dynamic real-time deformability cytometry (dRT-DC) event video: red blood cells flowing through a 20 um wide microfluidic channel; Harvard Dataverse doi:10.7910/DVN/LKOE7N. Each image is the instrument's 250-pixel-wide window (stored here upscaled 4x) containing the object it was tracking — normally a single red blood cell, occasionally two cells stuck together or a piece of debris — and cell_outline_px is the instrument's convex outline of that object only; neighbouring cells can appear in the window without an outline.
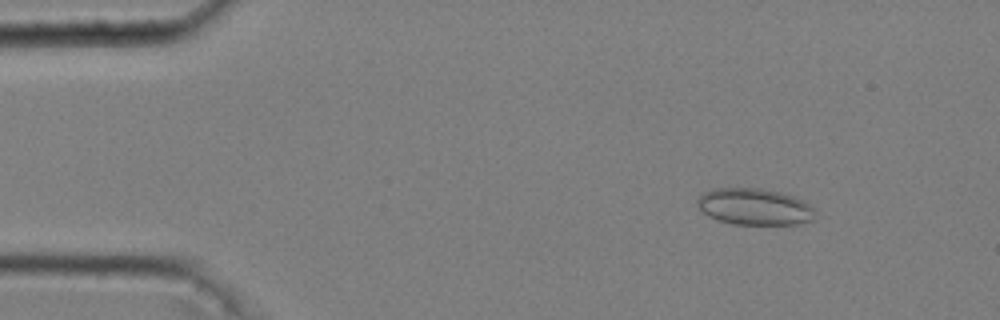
{"species": "common noctule bat (a hibernating species)", "species_latin": "Nyctalus noctula", "temperature_condition": "cold", "stored_images_in_passage": 53, "camera_frame_rate_fps": 3000, "um_per_image_px": 0.085, "animal": {"sex": "male", "body_mass_g": 20.4}, "frame": {"image": 1, "passage_image": 7, "time_ms": 2.0, "image_size_px": [1000, 320], "cell_outline_px": [[816, 208], [812, 220], [800, 224], [732, 224], [708, 216], [696, 204], [696, 200], [704, 192], [716, 188], [760, 188], [780, 192], [804, 200]], "centroid_in_image_um": [64.16, 17.57], "position_along_channel_um": 20.8, "area_um2": 25.14}}
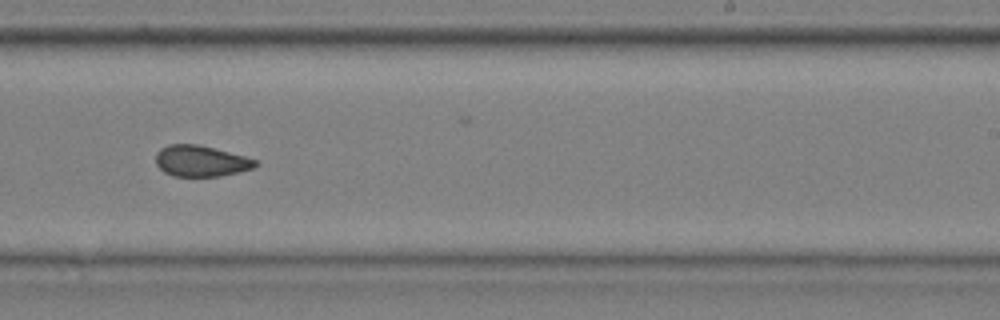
{"frame": {"image": 2, "passage_image": 34, "time_ms": 11.0, "image_size_px": [1000, 320], "cell_outline_px": [[260, 164], [252, 168], [220, 176], [172, 176], [164, 172], [156, 164], [156, 152], [160, 148], [168, 144], [200, 144], [244, 156], [256, 160]], "centroid_in_image_um": [17.04, 13.67], "position_along_channel_um": 272.0, "area_um2": 18.03}}
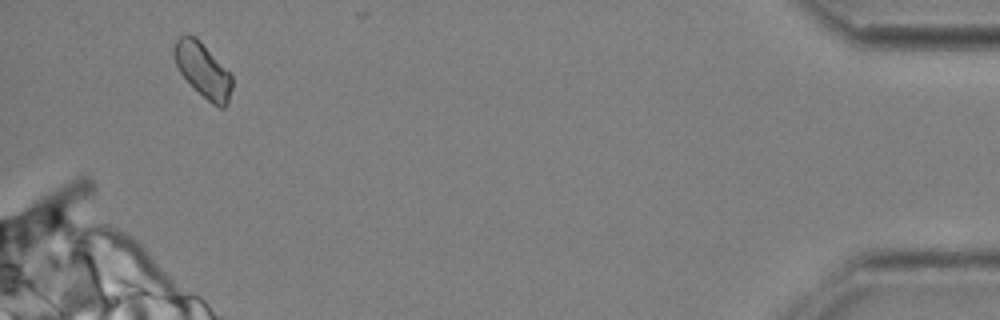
{"frame": {"image": 3, "passage_image": 51, "time_ms": 16.667, "image_size_px": [1000, 320], "cell_outline_px": [[232, 88], [228, 104], [224, 108], [220, 108], [212, 104], [180, 72], [176, 64], [172, 52], [172, 48], [176, 40], [180, 36], [196, 36], [200, 40], [232, 76]], "centroid_in_image_um": [17.25, 5.96], "position_along_channel_um": 417.9, "area_um2": 18.03}, "authors_computed_cell_mechanics": {"area_um2": 18.496, "velocity_mm_per_s": 3.6351, "shape_relaxation_time_tau1_ms": null, "shape_relaxation_time_tau2_ms": 1.9045, "deformation_change_tau1": null, "deformation_change_tau2": 0.0695}}